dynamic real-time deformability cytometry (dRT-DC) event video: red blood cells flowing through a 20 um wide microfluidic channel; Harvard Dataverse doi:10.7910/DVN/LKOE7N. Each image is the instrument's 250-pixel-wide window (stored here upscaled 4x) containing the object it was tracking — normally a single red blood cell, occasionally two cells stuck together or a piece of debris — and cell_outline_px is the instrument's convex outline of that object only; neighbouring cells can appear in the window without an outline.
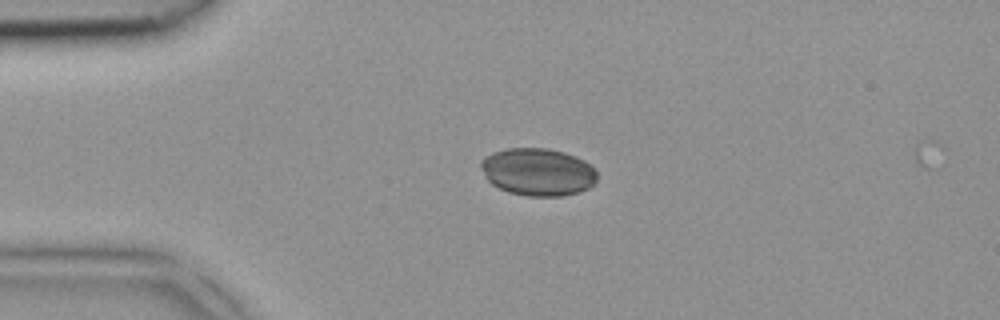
{"species": "common noctule bat (a hibernating species)", "species_latin": "Nyctalus noctula", "temperature_condition": "room temperature", "stored_images_in_passage": 2, "camera_frame_rate_fps": 3000, "um_per_image_px": 0.085, "animal": {"sex": "female", "body_mass_g": 18.4}, "frame": {"image": 1, "passage_image": 1, "time_ms": 0.0, "image_size_px": [1000, 320], "cell_outline_px": [[596, 180], [588, 188], [576, 192], [560, 196], [528, 196], [508, 192], [492, 184], [488, 180], [480, 168], [480, 160], [484, 156], [492, 152], [508, 148], [548, 148], [564, 152], [576, 156], [584, 160], [596, 168]], "centroid_in_image_um": [45.7, 14.6], "position_along_channel_um": 39.3, "area_um2": 32.31}}